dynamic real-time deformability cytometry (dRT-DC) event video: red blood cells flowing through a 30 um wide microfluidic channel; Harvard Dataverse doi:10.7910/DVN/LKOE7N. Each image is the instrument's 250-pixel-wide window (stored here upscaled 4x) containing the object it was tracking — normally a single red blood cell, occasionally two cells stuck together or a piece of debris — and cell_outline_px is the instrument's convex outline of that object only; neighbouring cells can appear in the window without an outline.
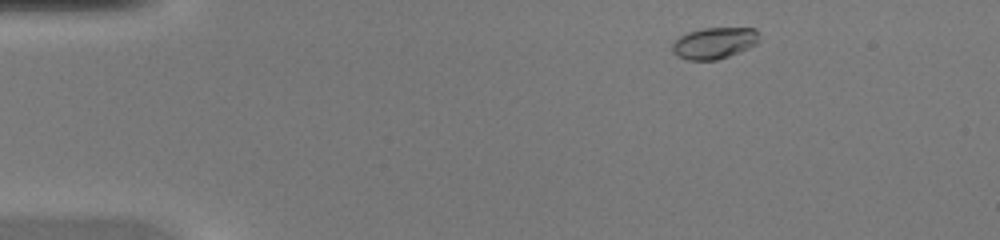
{"species": "common noctule bat (a hibernating species)", "species_latin": "Nyctalus noctula", "temperature_condition": "warm", "stored_images_in_passage": 42, "camera_frame_rate_fps": 3000, "um_per_image_px": 0.085, "animal": {"sex": "female", "body_mass_g": 20.0, "forearm_length_mm": 54.0}, "frame": {"image": 1, "passage_image": 3, "time_ms": 0.667, "image_size_px": [1000, 240], "cell_outline_px": [[760, 40], [756, 44], [740, 52], [716, 60], [688, 60], [676, 56], [672, 52], [672, 44], [680, 36], [688, 32], [700, 28], [756, 28], [760, 32]], "centroid_in_image_um": [60.73, 3.65], "position_along_channel_um": 24.3, "area_um2": 16.13}}
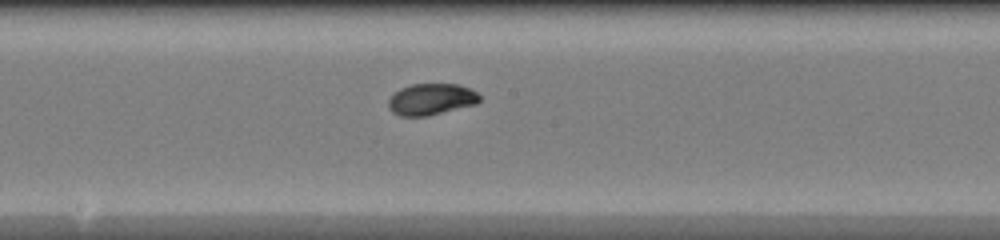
{"frame": {"image": 2, "passage_image": 21, "time_ms": 6.667, "image_size_px": [1000, 240], "cell_outline_px": [[480, 100], [476, 104], [428, 116], [400, 116], [392, 112], [388, 108], [388, 100], [400, 88], [412, 84], [460, 84], [476, 92], [480, 96]], "centroid_in_image_um": [36.64, 8.44], "position_along_channel_um": 211.6, "area_um2": 16.7}}
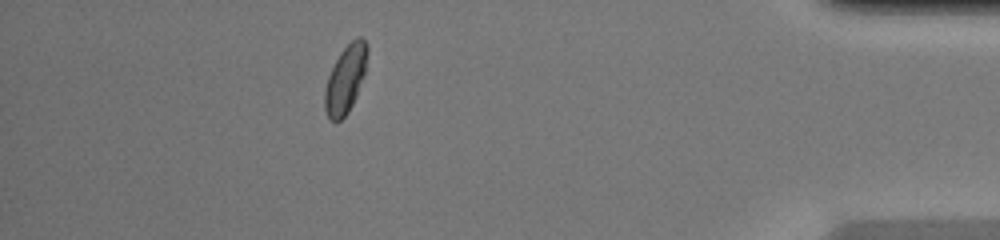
{"frame": {"image": 3, "passage_image": 37, "time_ms": 12.0, "image_size_px": [1000, 240], "cell_outline_px": [[368, 52], [364, 72], [356, 96], [348, 112], [336, 124], [328, 120], [324, 108], [324, 92], [328, 76], [340, 52], [356, 36], [360, 36], [368, 44]], "centroid_in_image_um": [29.34, 6.75], "position_along_channel_um": 405.9, "area_um2": 16.82}}